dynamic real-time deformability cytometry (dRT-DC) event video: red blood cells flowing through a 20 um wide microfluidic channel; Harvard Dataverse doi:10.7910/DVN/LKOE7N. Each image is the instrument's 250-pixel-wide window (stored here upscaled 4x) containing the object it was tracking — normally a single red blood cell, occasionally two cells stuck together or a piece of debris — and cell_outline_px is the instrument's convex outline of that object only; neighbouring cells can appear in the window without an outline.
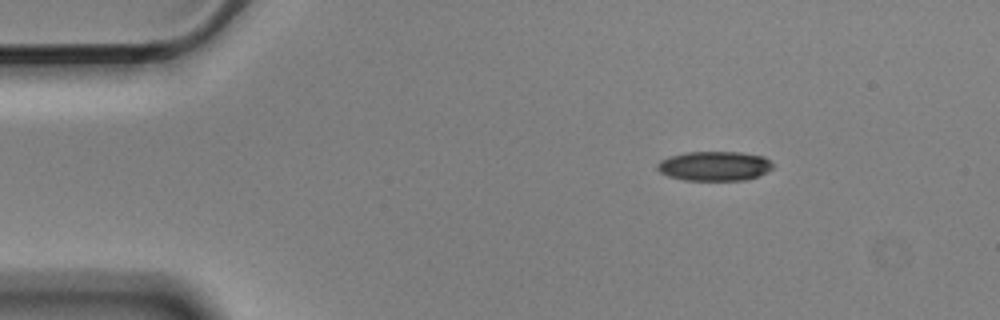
{"species": "Egyptian fruit bat (a non-hibernating species)", "species_latin": "Rousettus aegyptiacus", "temperature_condition": "cold", "stored_images_in_passage": 3, "camera_frame_rate_fps": 3000, "um_per_image_px": 0.085, "animal": {"sex": "male"}, "frame": {"image": 1, "passage_image": 1, "time_ms": 0.0, "image_size_px": [1000, 320], "cell_outline_px": [[772, 168], [756, 176], [744, 180], [684, 180], [668, 176], [660, 172], [656, 168], [656, 164], [660, 160], [668, 156], [688, 152], [740, 152], [764, 156], [772, 164]], "centroid_in_image_um": [60.67, 14.1], "position_along_channel_um": 24.3, "area_um2": 19.77}}